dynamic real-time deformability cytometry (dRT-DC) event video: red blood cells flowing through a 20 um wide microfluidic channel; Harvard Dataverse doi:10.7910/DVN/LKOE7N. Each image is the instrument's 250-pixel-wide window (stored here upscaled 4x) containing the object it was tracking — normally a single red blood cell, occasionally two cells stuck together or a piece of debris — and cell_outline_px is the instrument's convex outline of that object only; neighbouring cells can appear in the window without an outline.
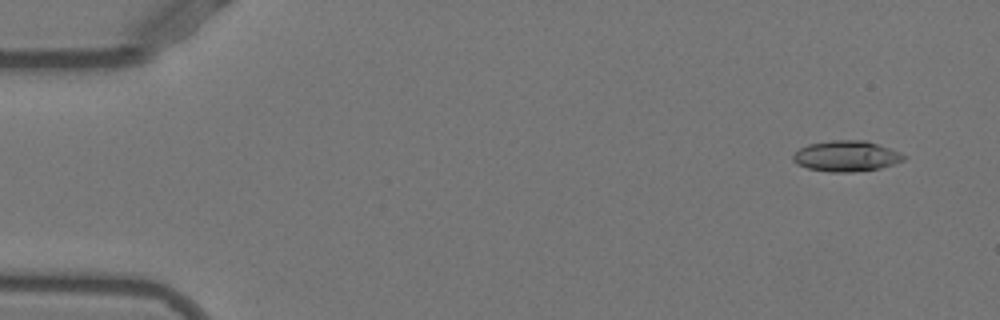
{"species": "Egyptian fruit bat (a non-hibernating species)", "species_latin": "Rousettus aegyptiacus", "temperature_condition": "warm", "stored_images_in_passage": 31, "camera_frame_rate_fps": 3000, "um_per_image_px": 0.085, "animal": {"sex": "female"}, "frame": {"image": 1, "passage_image": 4, "time_ms": 1.0, "image_size_px": [1000, 320], "cell_outline_px": [[908, 156], [904, 160], [880, 168], [848, 172], [832, 172], [808, 168], [796, 164], [792, 160], [792, 156], [800, 148], [808, 144], [832, 140], [864, 140], [900, 152]], "centroid_in_image_um": [71.92, 13.26], "position_along_channel_um": 13.1, "area_um2": 19.65}}